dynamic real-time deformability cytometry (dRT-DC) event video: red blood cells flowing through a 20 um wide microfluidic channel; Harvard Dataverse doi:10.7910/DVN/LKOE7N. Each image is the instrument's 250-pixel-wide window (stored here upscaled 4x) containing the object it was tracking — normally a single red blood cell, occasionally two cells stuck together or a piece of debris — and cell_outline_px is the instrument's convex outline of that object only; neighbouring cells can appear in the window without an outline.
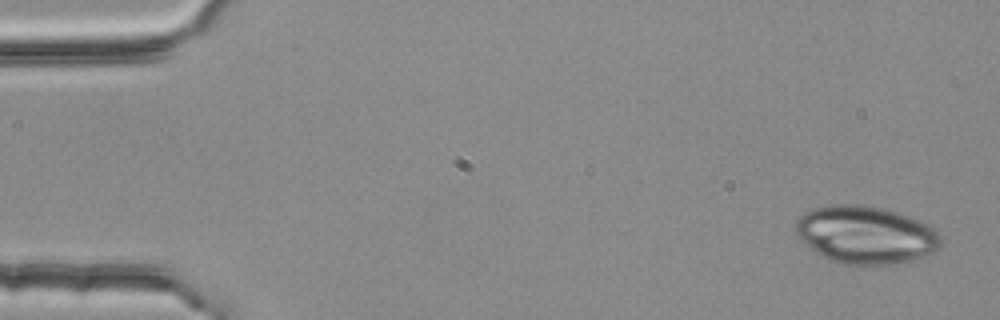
{"species": "common noctule bat (a hibernating species)", "species_latin": "Nyctalus noctula", "temperature_condition": "room temperature", "stored_images_in_passage": 4, "camera_frame_rate_fps": 3000, "um_per_image_px": 0.085, "animal": {"sex": "female", "body_mass_g": 25.1}, "frame": {"image": 1, "passage_image": 1, "time_ms": 0.0, "image_size_px": [1000, 320], "cell_outline_px": [[940, 248], [924, 256], [912, 260], [888, 264], [844, 264], [832, 260], [816, 252], [800, 240], [796, 232], [796, 220], [800, 216], [816, 208], [828, 204], [864, 204], [884, 208], [920, 220], [932, 228], [940, 236]], "centroid_in_image_um": [73.58, 19.94], "position_along_channel_um": 11.4, "area_um2": 48.44}}